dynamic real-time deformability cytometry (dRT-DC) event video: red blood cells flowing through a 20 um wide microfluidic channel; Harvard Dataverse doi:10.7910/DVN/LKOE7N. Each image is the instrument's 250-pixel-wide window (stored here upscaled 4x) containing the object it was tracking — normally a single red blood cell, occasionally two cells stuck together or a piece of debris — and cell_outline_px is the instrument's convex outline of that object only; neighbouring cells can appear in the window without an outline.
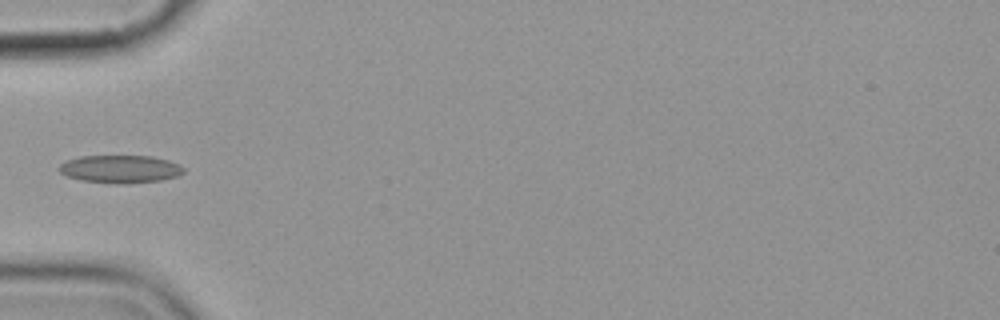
{"species": "common noctule bat (a hibernating species)", "species_latin": "Nyctalus noctula", "temperature_condition": "cold", "stored_images_in_passage": 10, "camera_frame_rate_fps": 3000, "um_per_image_px": 0.085, "animal": {"sex": "female", "body_mass_g": 19.9}, "frame": {"image": 1, "passage_image": 5, "time_ms": 4.667, "image_size_px": [1000, 320], "cell_outline_px": [[184, 172], [176, 176], [160, 180], [124, 184], [116, 184], [80, 180], [68, 176], [60, 172], [56, 168], [60, 164], [68, 160], [80, 156], [152, 156], [168, 160], [180, 164], [184, 168]], "centroid_in_image_um": [10.21, 14.37], "position_along_channel_um": 74.8, "area_um2": 20.23}}
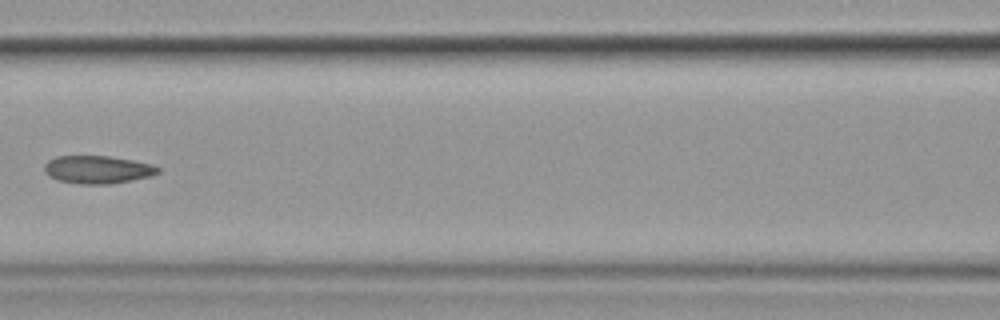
{"frame": {"image": 2, "passage_image": 7, "time_ms": 7.0, "image_size_px": [1000, 320], "cell_outline_px": [[160, 172], [152, 176], [112, 184], [80, 184], [56, 180], [48, 176], [44, 172], [44, 164], [48, 160], [56, 156], [108, 156], [132, 160], [152, 164], [160, 168]], "centroid_in_image_um": [8.28, 14.42], "position_along_channel_um": 158.3, "area_um2": 18.67}}
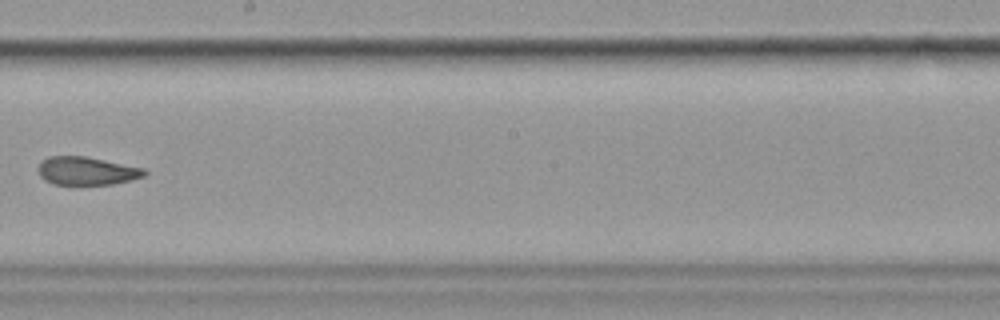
{"frame": {"image": 3, "passage_image": 9, "time_ms": 9.333, "image_size_px": [1000, 320], "cell_outline_px": [[148, 172], [144, 176], [112, 184], [52, 184], [44, 180], [40, 176], [36, 168], [40, 160], [48, 156], [84, 156], [144, 168]], "centroid_in_image_um": [7.29, 14.52], "position_along_channel_um": 240.9, "area_um2": 17.46}}